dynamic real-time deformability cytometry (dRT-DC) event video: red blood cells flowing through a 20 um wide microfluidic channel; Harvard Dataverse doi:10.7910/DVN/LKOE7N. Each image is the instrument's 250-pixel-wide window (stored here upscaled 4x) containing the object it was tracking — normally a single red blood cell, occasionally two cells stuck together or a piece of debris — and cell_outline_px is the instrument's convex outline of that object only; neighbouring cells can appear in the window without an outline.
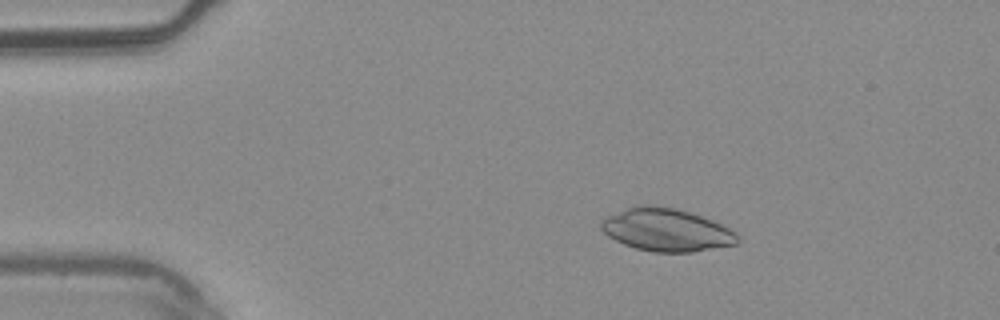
{"species": "common noctule bat (a hibernating species)", "species_latin": "Nyctalus noctula", "temperature_condition": "warm", "stored_images_in_passage": 3, "camera_frame_rate_fps": 3000, "um_per_image_px": 0.085, "animal": {"sex": "male", "body_mass_g": 20.4}, "frame": {"image": 1, "passage_image": 1, "time_ms": 0.0, "image_size_px": [1000, 320], "cell_outline_px": [[740, 240], [736, 244], [692, 252], [652, 252], [636, 248], [624, 244], [608, 236], [600, 228], [600, 220], [608, 216], [628, 208], [640, 204], [648, 204], [676, 208], [712, 220], [736, 232]], "centroid_in_image_um": [56.63, 19.54], "position_along_channel_um": 28.4, "area_um2": 33.81}}